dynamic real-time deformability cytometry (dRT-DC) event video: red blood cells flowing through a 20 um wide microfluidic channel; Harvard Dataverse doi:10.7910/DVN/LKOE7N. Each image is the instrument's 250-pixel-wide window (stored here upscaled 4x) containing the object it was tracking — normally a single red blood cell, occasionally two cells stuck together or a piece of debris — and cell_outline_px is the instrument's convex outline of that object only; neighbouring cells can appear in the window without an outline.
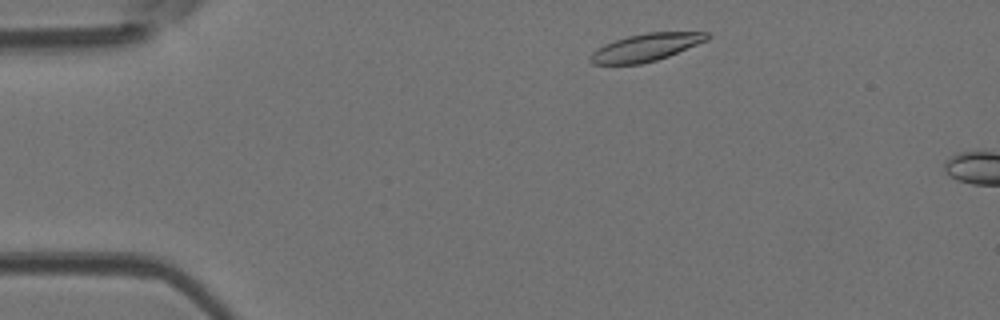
{"species": "Egyptian fruit bat (a non-hibernating species)", "species_latin": "Rousettus aegyptiacus", "temperature_condition": "room temperature", "stored_images_in_passage": 6, "camera_frame_rate_fps": 3000, "um_per_image_px": 0.085, "animal": {"sex": "female"}, "frame": {"image": 1, "passage_image": 3, "time_ms": 0.667, "image_size_px": [1000, 320], "cell_outline_px": [[708, 40], [668, 56], [656, 60], [640, 64], [592, 64], [588, 60], [588, 56], [592, 52], [604, 44], [628, 36], [648, 32], [708, 32]], "centroid_in_image_um": [54.86, 4.03], "position_along_channel_um": 30.1, "area_um2": 18.61}}